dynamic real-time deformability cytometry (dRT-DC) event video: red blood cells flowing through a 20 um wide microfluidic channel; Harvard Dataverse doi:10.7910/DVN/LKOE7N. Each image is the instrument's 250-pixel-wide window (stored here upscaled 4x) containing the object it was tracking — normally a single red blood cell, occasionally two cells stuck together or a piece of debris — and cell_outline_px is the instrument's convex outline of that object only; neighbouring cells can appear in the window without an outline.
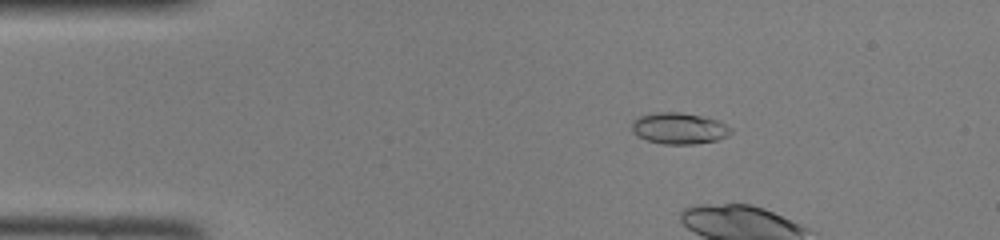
{"species": "common noctule bat (a hibernating species)", "species_latin": "Nyctalus noctula", "temperature_condition": "room temperature", "stored_images_in_passage": 5, "camera_frame_rate_fps": 3000, "um_per_image_px": 0.085, "animal": {"sex": "female", "body_mass_g": 22.0, "forearm_length_mm": 56.7}, "frame": {"image": 1, "passage_image": 2, "time_ms": 0.333, "image_size_px": [1000, 240], "cell_outline_px": [[732, 132], [728, 136], [716, 140], [696, 144], [664, 144], [648, 140], [632, 132], [632, 124], [640, 116], [656, 112], [680, 112], [700, 116], [716, 120], [732, 128]], "centroid_in_image_um": [57.74, 10.91], "position_along_channel_um": 27.3, "area_um2": 17.8}}